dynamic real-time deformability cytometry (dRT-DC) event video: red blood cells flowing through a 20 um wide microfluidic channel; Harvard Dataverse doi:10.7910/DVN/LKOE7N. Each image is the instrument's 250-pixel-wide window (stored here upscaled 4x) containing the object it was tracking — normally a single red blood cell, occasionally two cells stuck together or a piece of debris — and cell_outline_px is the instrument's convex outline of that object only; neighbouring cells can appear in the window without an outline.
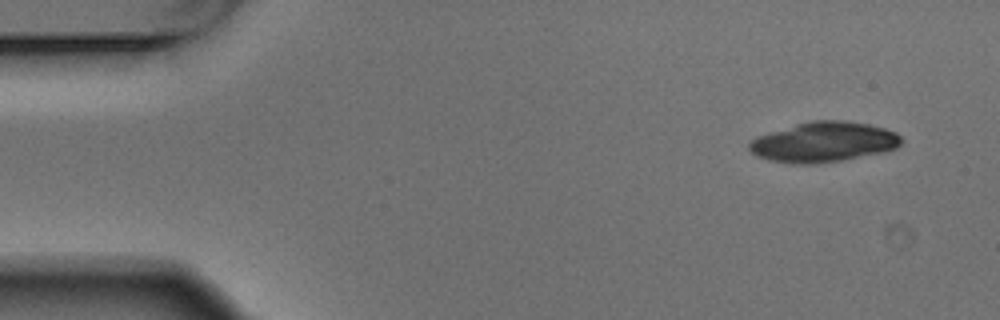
{"species": "Egyptian fruit bat (a non-hibernating species)", "species_latin": "Rousettus aegyptiacus", "temperature_condition": "warm", "stored_images_in_passage": 4, "camera_frame_rate_fps": 3000, "um_per_image_px": 0.085, "animal": {"sex": "male"}, "frame": {"image": 1, "passage_image": 1, "time_ms": 0.0, "image_size_px": [1000, 320], "cell_outline_px": [[904, 140], [896, 148], [884, 152], [840, 160], [808, 164], [796, 164], [768, 160], [756, 156], [748, 148], [748, 144], [756, 136], [796, 124], [812, 120], [844, 120], [868, 124], [884, 128], [896, 132]], "centroid_in_image_um": [70.01, 12.07], "position_along_channel_um": 15.0, "area_um2": 35.49}}